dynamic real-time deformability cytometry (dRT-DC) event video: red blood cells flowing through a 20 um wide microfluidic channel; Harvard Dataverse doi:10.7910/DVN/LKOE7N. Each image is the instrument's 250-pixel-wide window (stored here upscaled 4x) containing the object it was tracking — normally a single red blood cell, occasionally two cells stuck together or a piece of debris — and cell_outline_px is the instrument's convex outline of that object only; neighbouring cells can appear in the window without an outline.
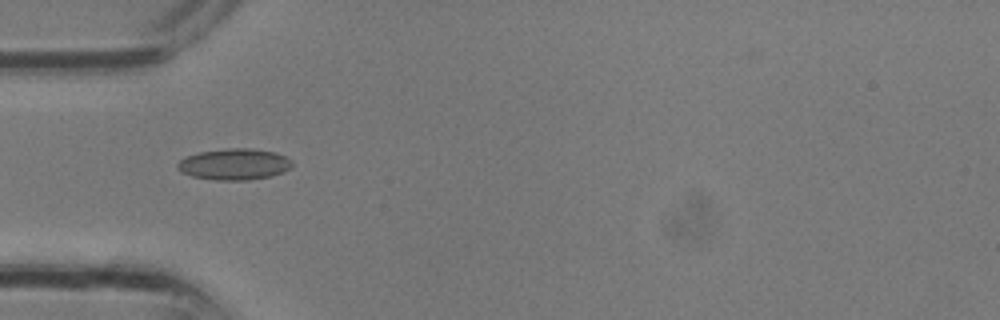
{"species": "common noctule bat (a hibernating species)", "species_latin": "Nyctalus noctula", "temperature_condition": "room temperature", "stored_images_in_passage": 10, "camera_frame_rate_fps": 3000, "um_per_image_px": 0.085, "animal": {"sex": "male", "body_mass_g": 13.3}, "frame": {"image": 1, "passage_image": 1, "time_ms": 0.0, "image_size_px": [1000, 320], "cell_outline_px": [[292, 168], [272, 176], [248, 180], [216, 180], [192, 176], [180, 172], [176, 168], [176, 164], [180, 160], [188, 156], [200, 152], [224, 148], [252, 148], [276, 152], [292, 160]], "centroid_in_image_um": [19.92, 13.96], "position_along_channel_um": 65.1, "area_um2": 21.04}}
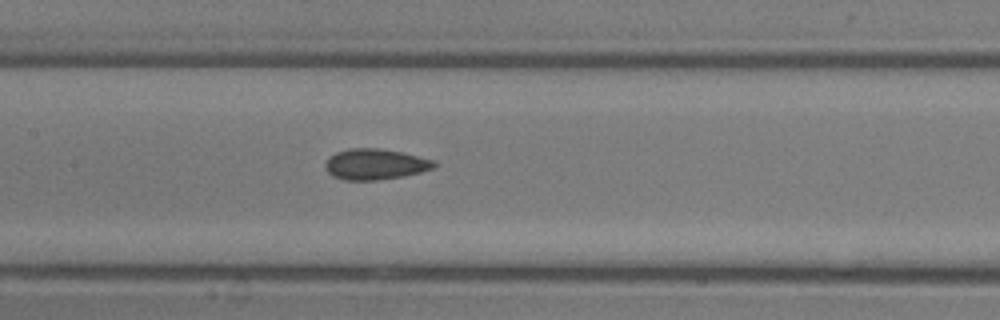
{"frame": {"image": 2, "passage_image": 6, "time_ms": 1.667, "image_size_px": [1000, 320], "cell_outline_px": [[436, 168], [404, 176], [380, 180], [344, 180], [332, 176], [328, 172], [324, 164], [336, 152], [352, 148], [380, 148], [404, 152], [432, 160], [436, 164]], "centroid_in_image_um": [31.91, 13.96], "position_along_channel_um": 175.5, "area_um2": 19.54}}
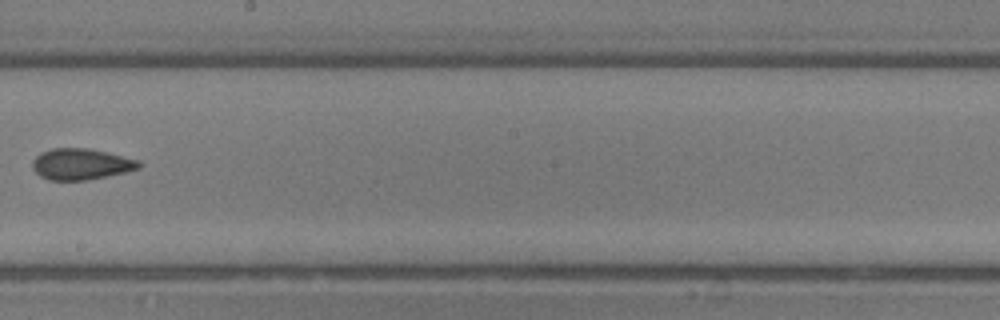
{"frame": {"image": 3, "passage_image": 9, "time_ms": 2.667, "image_size_px": [1000, 320], "cell_outline_px": [[144, 164], [140, 168], [124, 172], [88, 180], [48, 180], [40, 176], [32, 168], [32, 160], [40, 152], [52, 148], [92, 148], [140, 160]], "centroid_in_image_um": [6.9, 13.94], "position_along_channel_um": 241.3, "area_um2": 19.59}}